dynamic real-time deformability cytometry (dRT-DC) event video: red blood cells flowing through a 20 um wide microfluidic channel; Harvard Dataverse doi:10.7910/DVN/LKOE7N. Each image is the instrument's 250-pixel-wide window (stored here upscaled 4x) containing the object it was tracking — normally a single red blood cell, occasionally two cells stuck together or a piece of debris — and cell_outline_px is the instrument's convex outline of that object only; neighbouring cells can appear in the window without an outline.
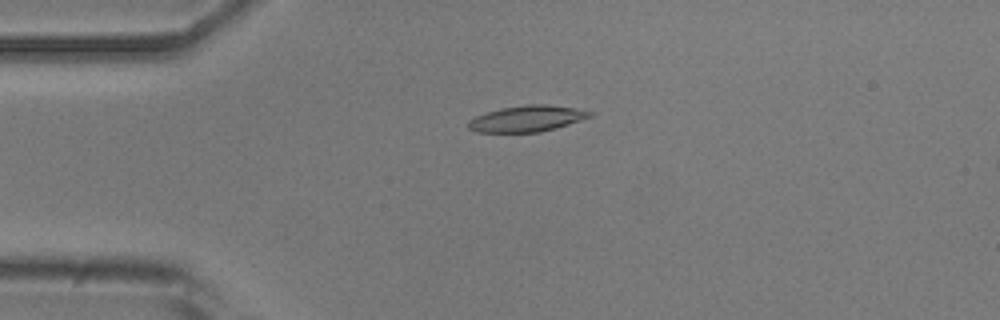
{"species": "common noctule bat (a hibernating species)", "species_latin": "Nyctalus noctula", "temperature_condition": "room temperature", "stored_images_in_passage": 52, "camera_frame_rate_fps": 3000, "um_per_image_px": 0.085, "animal": {"sex": "male", "body_mass_g": 20.5, "forearm_length_mm": 52.5}, "frame": {"image": 1, "passage_image": 12, "time_ms": 3.667, "image_size_px": [1000, 320], "cell_outline_px": [[592, 116], [556, 128], [540, 132], [476, 132], [468, 128], [468, 120], [476, 116], [500, 108], [528, 104], [548, 104], [572, 108], [592, 112]], "centroid_in_image_um": [44.76, 10.08], "position_along_channel_um": 40.2, "area_um2": 18.32}}
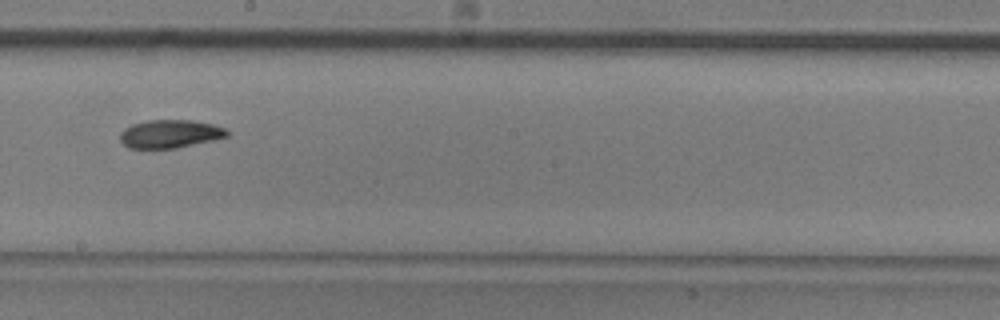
{"frame": {"image": 2, "passage_image": 29, "time_ms": 9.333, "image_size_px": [1000, 320], "cell_outline_px": [[232, 132], [228, 136], [216, 140], [176, 148], [128, 148], [120, 140], [120, 132], [124, 128], [132, 124], [148, 120], [192, 120], [212, 124], [228, 128]], "centroid_in_image_um": [14.51, 11.37], "position_along_channel_um": 233.7, "area_um2": 17.86}}
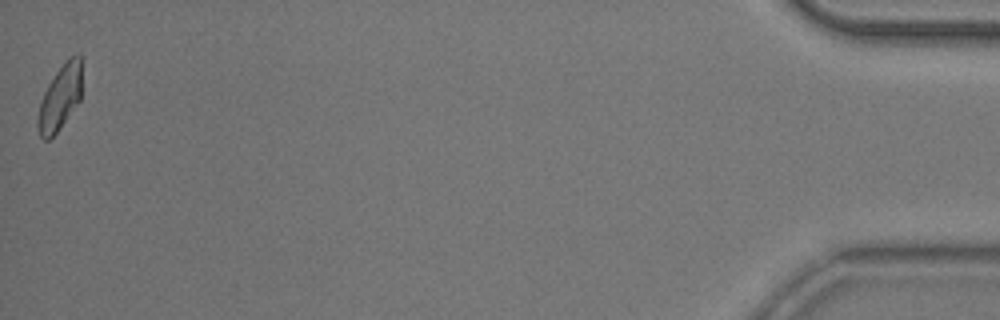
{"frame": {"image": 3, "passage_image": 52, "time_ms": 17.0, "image_size_px": [1000, 320], "cell_outline_px": [[80, 100], [56, 132], [48, 140], [44, 140], [40, 136], [36, 124], [36, 120], [40, 104], [44, 92], [48, 84], [56, 72], [76, 52], [80, 56]], "centroid_in_image_um": [5.06, 8.33], "position_along_channel_um": 430.1, "area_um2": 16.13}, "authors_computed_cell_mechanics": {"area_um2": 17.8602, "velocity_mm_per_s": 3.8321, "shape_relaxation_time_tau1_ms": 4.5793, "shape_relaxation_time_tau2_ms": 8.6164, "deformation_change_tau1": 0.1452, "deformation_change_tau2": 0.1549}}